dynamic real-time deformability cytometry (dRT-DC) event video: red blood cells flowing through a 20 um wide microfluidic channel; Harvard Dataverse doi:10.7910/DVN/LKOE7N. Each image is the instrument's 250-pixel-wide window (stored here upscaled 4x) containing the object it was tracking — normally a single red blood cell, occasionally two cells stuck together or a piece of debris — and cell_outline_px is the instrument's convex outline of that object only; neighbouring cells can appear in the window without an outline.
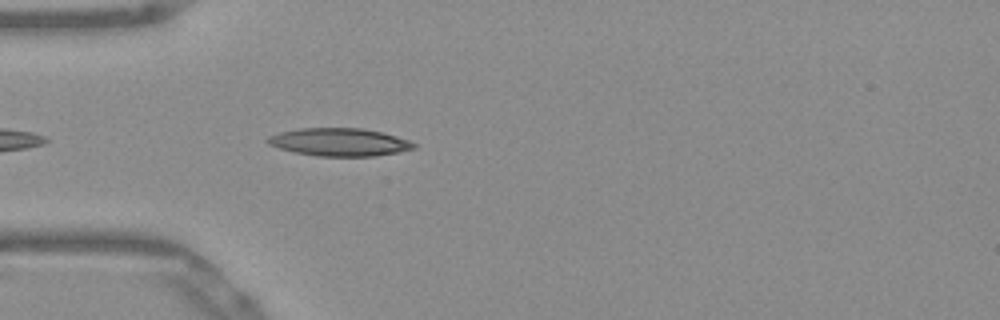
{"species": "Egyptian fruit bat (a non-hibernating species)", "species_latin": "Rousettus aegyptiacus", "temperature_condition": "warm", "stored_images_in_passage": 6, "camera_frame_rate_fps": 3000, "um_per_image_px": 0.085, "frame": {"image": 1, "passage_image": 3, "time_ms": 0.667, "image_size_px": [1000, 320], "cell_outline_px": [[416, 148], [376, 156], [316, 156], [296, 152], [280, 148], [268, 144], [264, 140], [268, 136], [280, 132], [300, 128], [364, 128], [396, 136], [408, 140], [416, 144]], "centroid_in_image_um": [28.83, 12.07], "position_along_channel_um": 56.2, "area_um2": 23.64}}